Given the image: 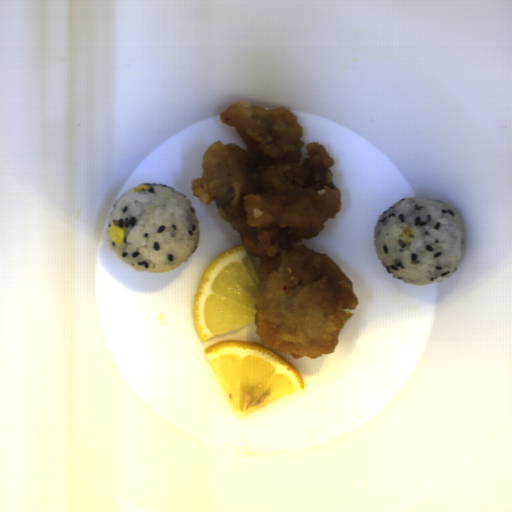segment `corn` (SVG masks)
I'll list each match as a JSON object with an SVG mask.
<instances>
[{
    "mask_svg": "<svg viewBox=\"0 0 512 512\" xmlns=\"http://www.w3.org/2000/svg\"><path fill=\"white\" fill-rule=\"evenodd\" d=\"M109 237L115 244L121 245L126 238V230L113 222L109 225Z\"/></svg>",
    "mask_w": 512,
    "mask_h": 512,
    "instance_id": "51d56268",
    "label": "corn"
},
{
    "mask_svg": "<svg viewBox=\"0 0 512 512\" xmlns=\"http://www.w3.org/2000/svg\"><path fill=\"white\" fill-rule=\"evenodd\" d=\"M149 189H151V188H150V186L145 185V184H141V185H139V186H135V187H134L135 192L144 191V190H149Z\"/></svg>",
    "mask_w": 512,
    "mask_h": 512,
    "instance_id": "5cfa1b94",
    "label": "corn"
},
{
    "mask_svg": "<svg viewBox=\"0 0 512 512\" xmlns=\"http://www.w3.org/2000/svg\"><path fill=\"white\" fill-rule=\"evenodd\" d=\"M415 233L412 226H410L407 222H404L403 226L401 227V233L399 234L400 237H405L407 241H411V236Z\"/></svg>",
    "mask_w": 512,
    "mask_h": 512,
    "instance_id": "f1292c28",
    "label": "corn"
}]
</instances>
